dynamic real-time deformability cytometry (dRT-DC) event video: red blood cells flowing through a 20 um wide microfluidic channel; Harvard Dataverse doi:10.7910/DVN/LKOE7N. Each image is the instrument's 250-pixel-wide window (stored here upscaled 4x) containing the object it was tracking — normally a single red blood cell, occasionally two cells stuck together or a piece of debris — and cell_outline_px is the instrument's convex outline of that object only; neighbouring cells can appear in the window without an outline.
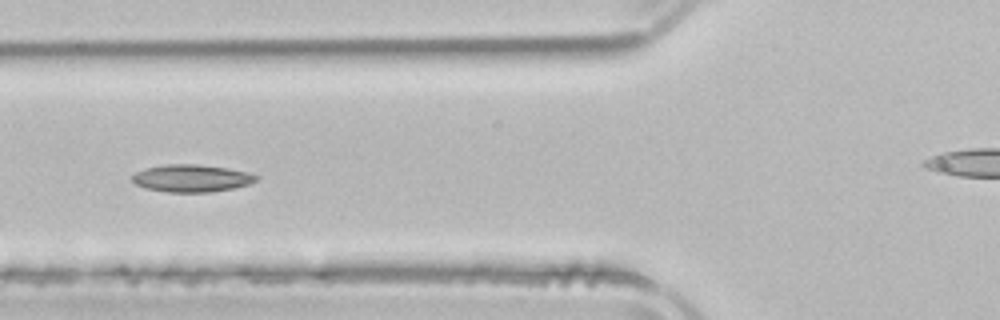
{"species": "common noctule bat (a hibernating species)", "species_latin": "Nyctalus noctula", "temperature_condition": "room temperature", "stored_images_in_passage": 4, "camera_frame_rate_fps": 3000, "um_per_image_px": 0.085, "animal": {"sex": "male", "body_mass_g": 21.5, "forearm_length_mm": 52.0}, "frame": {"image": 1, "passage_image": 4, "time_ms": 4.0, "image_size_px": [1000, 320], "cell_outline_px": [[260, 176], [256, 180], [248, 184], [232, 188], [208, 192], [168, 192], [148, 188], [136, 184], [132, 180], [132, 176], [136, 172], [144, 168], [164, 164], [200, 164], [228, 168], [248, 172]], "centroid_in_image_um": [16.29, 15.13], "position_along_channel_um": 109.5, "area_um2": 19.71}}